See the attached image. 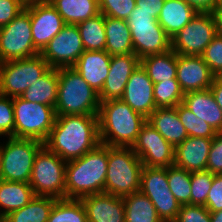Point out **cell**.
I'll use <instances>...</instances> for the list:
<instances>
[{"instance_id":"6da1fadb","label":"cell","mask_w":222,"mask_h":222,"mask_svg":"<svg viewBox=\"0 0 222 222\" xmlns=\"http://www.w3.org/2000/svg\"><path fill=\"white\" fill-rule=\"evenodd\" d=\"M100 144L98 115L56 116L44 146L62 160L82 157Z\"/></svg>"},{"instance_id":"7a4b0ae2","label":"cell","mask_w":222,"mask_h":222,"mask_svg":"<svg viewBox=\"0 0 222 222\" xmlns=\"http://www.w3.org/2000/svg\"><path fill=\"white\" fill-rule=\"evenodd\" d=\"M107 168L108 146L101 143L82 157L67 161L65 198L104 193Z\"/></svg>"},{"instance_id":"3957f363","label":"cell","mask_w":222,"mask_h":222,"mask_svg":"<svg viewBox=\"0 0 222 222\" xmlns=\"http://www.w3.org/2000/svg\"><path fill=\"white\" fill-rule=\"evenodd\" d=\"M98 119L100 143L121 147H132L147 122L121 99L100 102Z\"/></svg>"},{"instance_id":"277c9868","label":"cell","mask_w":222,"mask_h":222,"mask_svg":"<svg viewBox=\"0 0 222 222\" xmlns=\"http://www.w3.org/2000/svg\"><path fill=\"white\" fill-rule=\"evenodd\" d=\"M56 116L98 115L99 95L72 67L58 68Z\"/></svg>"},{"instance_id":"5b68a950","label":"cell","mask_w":222,"mask_h":222,"mask_svg":"<svg viewBox=\"0 0 222 222\" xmlns=\"http://www.w3.org/2000/svg\"><path fill=\"white\" fill-rule=\"evenodd\" d=\"M143 166L132 147L108 146L104 193L124 197L139 191Z\"/></svg>"},{"instance_id":"8992f818","label":"cell","mask_w":222,"mask_h":222,"mask_svg":"<svg viewBox=\"0 0 222 222\" xmlns=\"http://www.w3.org/2000/svg\"><path fill=\"white\" fill-rule=\"evenodd\" d=\"M127 23L131 30L134 54L139 59L171 50V38L158 23L157 11L137 10L136 6Z\"/></svg>"},{"instance_id":"52a82bcc","label":"cell","mask_w":222,"mask_h":222,"mask_svg":"<svg viewBox=\"0 0 222 222\" xmlns=\"http://www.w3.org/2000/svg\"><path fill=\"white\" fill-rule=\"evenodd\" d=\"M0 145L1 180L29 183L34 158L44 143L35 139L7 137Z\"/></svg>"},{"instance_id":"ba28073f","label":"cell","mask_w":222,"mask_h":222,"mask_svg":"<svg viewBox=\"0 0 222 222\" xmlns=\"http://www.w3.org/2000/svg\"><path fill=\"white\" fill-rule=\"evenodd\" d=\"M67 161L43 146L34 158L30 186L36 196L65 198Z\"/></svg>"},{"instance_id":"9c48e42d","label":"cell","mask_w":222,"mask_h":222,"mask_svg":"<svg viewBox=\"0 0 222 222\" xmlns=\"http://www.w3.org/2000/svg\"><path fill=\"white\" fill-rule=\"evenodd\" d=\"M15 138L45 142L54 125L55 108L13 97Z\"/></svg>"},{"instance_id":"30bf717a","label":"cell","mask_w":222,"mask_h":222,"mask_svg":"<svg viewBox=\"0 0 222 222\" xmlns=\"http://www.w3.org/2000/svg\"><path fill=\"white\" fill-rule=\"evenodd\" d=\"M49 69L50 66L40 54L1 62L0 94L12 98L19 97Z\"/></svg>"},{"instance_id":"8fae6325","label":"cell","mask_w":222,"mask_h":222,"mask_svg":"<svg viewBox=\"0 0 222 222\" xmlns=\"http://www.w3.org/2000/svg\"><path fill=\"white\" fill-rule=\"evenodd\" d=\"M40 54L32 40L30 6L25 7L9 24L0 27V63Z\"/></svg>"},{"instance_id":"7c38bea8","label":"cell","mask_w":222,"mask_h":222,"mask_svg":"<svg viewBox=\"0 0 222 222\" xmlns=\"http://www.w3.org/2000/svg\"><path fill=\"white\" fill-rule=\"evenodd\" d=\"M169 188L167 168L143 166L140 191L151 200L163 222H174L181 207Z\"/></svg>"},{"instance_id":"4fadbf2b","label":"cell","mask_w":222,"mask_h":222,"mask_svg":"<svg viewBox=\"0 0 222 222\" xmlns=\"http://www.w3.org/2000/svg\"><path fill=\"white\" fill-rule=\"evenodd\" d=\"M216 35L215 20L211 12L198 14L173 38L171 49L179 55L201 56Z\"/></svg>"},{"instance_id":"5bb4252c","label":"cell","mask_w":222,"mask_h":222,"mask_svg":"<svg viewBox=\"0 0 222 222\" xmlns=\"http://www.w3.org/2000/svg\"><path fill=\"white\" fill-rule=\"evenodd\" d=\"M85 51L77 25L66 24L40 55L50 68H70Z\"/></svg>"},{"instance_id":"9a60e30c","label":"cell","mask_w":222,"mask_h":222,"mask_svg":"<svg viewBox=\"0 0 222 222\" xmlns=\"http://www.w3.org/2000/svg\"><path fill=\"white\" fill-rule=\"evenodd\" d=\"M132 150L147 167L168 168L175 162V148L148 122L142 126Z\"/></svg>"},{"instance_id":"2e32d148","label":"cell","mask_w":222,"mask_h":222,"mask_svg":"<svg viewBox=\"0 0 222 222\" xmlns=\"http://www.w3.org/2000/svg\"><path fill=\"white\" fill-rule=\"evenodd\" d=\"M30 21L33 44L39 52L66 25L61 15L50 2L31 5Z\"/></svg>"},{"instance_id":"e0dca14e","label":"cell","mask_w":222,"mask_h":222,"mask_svg":"<svg viewBox=\"0 0 222 222\" xmlns=\"http://www.w3.org/2000/svg\"><path fill=\"white\" fill-rule=\"evenodd\" d=\"M120 99L145 118L156 109L154 83L141 64L132 72Z\"/></svg>"},{"instance_id":"ac0fdd59","label":"cell","mask_w":222,"mask_h":222,"mask_svg":"<svg viewBox=\"0 0 222 222\" xmlns=\"http://www.w3.org/2000/svg\"><path fill=\"white\" fill-rule=\"evenodd\" d=\"M214 78L202 56L177 54L176 79L184 94L209 89Z\"/></svg>"},{"instance_id":"d6986e66","label":"cell","mask_w":222,"mask_h":222,"mask_svg":"<svg viewBox=\"0 0 222 222\" xmlns=\"http://www.w3.org/2000/svg\"><path fill=\"white\" fill-rule=\"evenodd\" d=\"M140 65V59L133 53L111 56L108 77L98 93L99 101L120 99L132 72Z\"/></svg>"},{"instance_id":"ffe728a7","label":"cell","mask_w":222,"mask_h":222,"mask_svg":"<svg viewBox=\"0 0 222 222\" xmlns=\"http://www.w3.org/2000/svg\"><path fill=\"white\" fill-rule=\"evenodd\" d=\"M88 222H125L123 198L100 193L81 198Z\"/></svg>"},{"instance_id":"44dd1931","label":"cell","mask_w":222,"mask_h":222,"mask_svg":"<svg viewBox=\"0 0 222 222\" xmlns=\"http://www.w3.org/2000/svg\"><path fill=\"white\" fill-rule=\"evenodd\" d=\"M212 139L188 136L175 148L174 165L189 172L207 171Z\"/></svg>"},{"instance_id":"7402d4cb","label":"cell","mask_w":222,"mask_h":222,"mask_svg":"<svg viewBox=\"0 0 222 222\" xmlns=\"http://www.w3.org/2000/svg\"><path fill=\"white\" fill-rule=\"evenodd\" d=\"M111 56L105 51L85 50L72 67L98 93L108 77Z\"/></svg>"},{"instance_id":"603a6c76","label":"cell","mask_w":222,"mask_h":222,"mask_svg":"<svg viewBox=\"0 0 222 222\" xmlns=\"http://www.w3.org/2000/svg\"><path fill=\"white\" fill-rule=\"evenodd\" d=\"M182 103L218 133L222 132V110L210 89L186 93Z\"/></svg>"},{"instance_id":"cb8c5ba5","label":"cell","mask_w":222,"mask_h":222,"mask_svg":"<svg viewBox=\"0 0 222 222\" xmlns=\"http://www.w3.org/2000/svg\"><path fill=\"white\" fill-rule=\"evenodd\" d=\"M147 122L174 148L188 137L185 127L180 122L175 107L156 108L147 118Z\"/></svg>"},{"instance_id":"d4e9b609","label":"cell","mask_w":222,"mask_h":222,"mask_svg":"<svg viewBox=\"0 0 222 222\" xmlns=\"http://www.w3.org/2000/svg\"><path fill=\"white\" fill-rule=\"evenodd\" d=\"M198 12L185 0H164L157 19L166 34L173 38Z\"/></svg>"},{"instance_id":"484cf974","label":"cell","mask_w":222,"mask_h":222,"mask_svg":"<svg viewBox=\"0 0 222 222\" xmlns=\"http://www.w3.org/2000/svg\"><path fill=\"white\" fill-rule=\"evenodd\" d=\"M104 26L106 33L105 51L110 56L134 53L131 30L127 20L105 16Z\"/></svg>"},{"instance_id":"4316f807","label":"cell","mask_w":222,"mask_h":222,"mask_svg":"<svg viewBox=\"0 0 222 222\" xmlns=\"http://www.w3.org/2000/svg\"><path fill=\"white\" fill-rule=\"evenodd\" d=\"M36 195L26 182L0 180V221L12 211L27 205Z\"/></svg>"},{"instance_id":"83f0119b","label":"cell","mask_w":222,"mask_h":222,"mask_svg":"<svg viewBox=\"0 0 222 222\" xmlns=\"http://www.w3.org/2000/svg\"><path fill=\"white\" fill-rule=\"evenodd\" d=\"M140 64L154 84L177 81V54L172 49L162 54L144 56L140 59Z\"/></svg>"},{"instance_id":"f1b7e54d","label":"cell","mask_w":222,"mask_h":222,"mask_svg":"<svg viewBox=\"0 0 222 222\" xmlns=\"http://www.w3.org/2000/svg\"><path fill=\"white\" fill-rule=\"evenodd\" d=\"M58 83V69L50 68L41 78L35 81L34 84L32 83L20 97L30 102L41 103L55 108Z\"/></svg>"},{"instance_id":"f546056e","label":"cell","mask_w":222,"mask_h":222,"mask_svg":"<svg viewBox=\"0 0 222 222\" xmlns=\"http://www.w3.org/2000/svg\"><path fill=\"white\" fill-rule=\"evenodd\" d=\"M65 24L77 25L100 13L98 0H49Z\"/></svg>"},{"instance_id":"4dcf8cb0","label":"cell","mask_w":222,"mask_h":222,"mask_svg":"<svg viewBox=\"0 0 222 222\" xmlns=\"http://www.w3.org/2000/svg\"><path fill=\"white\" fill-rule=\"evenodd\" d=\"M56 198L35 196L24 207L12 211L0 222H47Z\"/></svg>"},{"instance_id":"1f68e13d","label":"cell","mask_w":222,"mask_h":222,"mask_svg":"<svg viewBox=\"0 0 222 222\" xmlns=\"http://www.w3.org/2000/svg\"><path fill=\"white\" fill-rule=\"evenodd\" d=\"M122 198L125 222H163L151 200L140 190Z\"/></svg>"},{"instance_id":"d6a6232c","label":"cell","mask_w":222,"mask_h":222,"mask_svg":"<svg viewBox=\"0 0 222 222\" xmlns=\"http://www.w3.org/2000/svg\"><path fill=\"white\" fill-rule=\"evenodd\" d=\"M105 16L102 13L77 24L82 44L85 50H105L106 33L104 26Z\"/></svg>"},{"instance_id":"836d02e7","label":"cell","mask_w":222,"mask_h":222,"mask_svg":"<svg viewBox=\"0 0 222 222\" xmlns=\"http://www.w3.org/2000/svg\"><path fill=\"white\" fill-rule=\"evenodd\" d=\"M47 222H88L81 199H57Z\"/></svg>"},{"instance_id":"e575fe53","label":"cell","mask_w":222,"mask_h":222,"mask_svg":"<svg viewBox=\"0 0 222 222\" xmlns=\"http://www.w3.org/2000/svg\"><path fill=\"white\" fill-rule=\"evenodd\" d=\"M167 180L178 203L191 204V172L172 165L167 168Z\"/></svg>"},{"instance_id":"d590c367","label":"cell","mask_w":222,"mask_h":222,"mask_svg":"<svg viewBox=\"0 0 222 222\" xmlns=\"http://www.w3.org/2000/svg\"><path fill=\"white\" fill-rule=\"evenodd\" d=\"M188 136L213 138L218 132L191 112L183 103L175 107Z\"/></svg>"},{"instance_id":"8d00e7d4","label":"cell","mask_w":222,"mask_h":222,"mask_svg":"<svg viewBox=\"0 0 222 222\" xmlns=\"http://www.w3.org/2000/svg\"><path fill=\"white\" fill-rule=\"evenodd\" d=\"M184 93L178 81H162L154 84L156 108H174L182 103Z\"/></svg>"},{"instance_id":"74e56055","label":"cell","mask_w":222,"mask_h":222,"mask_svg":"<svg viewBox=\"0 0 222 222\" xmlns=\"http://www.w3.org/2000/svg\"><path fill=\"white\" fill-rule=\"evenodd\" d=\"M213 174L209 171L191 172V204L205 206L212 186Z\"/></svg>"},{"instance_id":"f35d334b","label":"cell","mask_w":222,"mask_h":222,"mask_svg":"<svg viewBox=\"0 0 222 222\" xmlns=\"http://www.w3.org/2000/svg\"><path fill=\"white\" fill-rule=\"evenodd\" d=\"M98 4L104 16L127 20L136 7V0H98Z\"/></svg>"},{"instance_id":"ab89813d","label":"cell","mask_w":222,"mask_h":222,"mask_svg":"<svg viewBox=\"0 0 222 222\" xmlns=\"http://www.w3.org/2000/svg\"><path fill=\"white\" fill-rule=\"evenodd\" d=\"M15 138L14 109L12 97L0 94V136Z\"/></svg>"},{"instance_id":"60d3db41","label":"cell","mask_w":222,"mask_h":222,"mask_svg":"<svg viewBox=\"0 0 222 222\" xmlns=\"http://www.w3.org/2000/svg\"><path fill=\"white\" fill-rule=\"evenodd\" d=\"M201 56L214 75L222 70V35L216 34Z\"/></svg>"},{"instance_id":"b9f144b4","label":"cell","mask_w":222,"mask_h":222,"mask_svg":"<svg viewBox=\"0 0 222 222\" xmlns=\"http://www.w3.org/2000/svg\"><path fill=\"white\" fill-rule=\"evenodd\" d=\"M174 222H211L210 212L205 206L184 204Z\"/></svg>"},{"instance_id":"7bdbcfd3","label":"cell","mask_w":222,"mask_h":222,"mask_svg":"<svg viewBox=\"0 0 222 222\" xmlns=\"http://www.w3.org/2000/svg\"><path fill=\"white\" fill-rule=\"evenodd\" d=\"M207 171L213 175L222 174V132L212 139V145L207 160Z\"/></svg>"},{"instance_id":"ee69618b","label":"cell","mask_w":222,"mask_h":222,"mask_svg":"<svg viewBox=\"0 0 222 222\" xmlns=\"http://www.w3.org/2000/svg\"><path fill=\"white\" fill-rule=\"evenodd\" d=\"M205 207L209 212L222 210V174L213 175L212 186Z\"/></svg>"},{"instance_id":"f6af8a7d","label":"cell","mask_w":222,"mask_h":222,"mask_svg":"<svg viewBox=\"0 0 222 222\" xmlns=\"http://www.w3.org/2000/svg\"><path fill=\"white\" fill-rule=\"evenodd\" d=\"M24 8L17 0H0V27L9 24Z\"/></svg>"},{"instance_id":"bcb514c9","label":"cell","mask_w":222,"mask_h":222,"mask_svg":"<svg viewBox=\"0 0 222 222\" xmlns=\"http://www.w3.org/2000/svg\"><path fill=\"white\" fill-rule=\"evenodd\" d=\"M164 0H136L137 10L157 11V19L161 13Z\"/></svg>"},{"instance_id":"7dc6e473","label":"cell","mask_w":222,"mask_h":222,"mask_svg":"<svg viewBox=\"0 0 222 222\" xmlns=\"http://www.w3.org/2000/svg\"><path fill=\"white\" fill-rule=\"evenodd\" d=\"M197 12H211L216 8V0H185Z\"/></svg>"},{"instance_id":"c3c4849f","label":"cell","mask_w":222,"mask_h":222,"mask_svg":"<svg viewBox=\"0 0 222 222\" xmlns=\"http://www.w3.org/2000/svg\"><path fill=\"white\" fill-rule=\"evenodd\" d=\"M214 96L215 101L220 106L222 110V84L219 83L215 78L212 85L209 88Z\"/></svg>"},{"instance_id":"681fc988","label":"cell","mask_w":222,"mask_h":222,"mask_svg":"<svg viewBox=\"0 0 222 222\" xmlns=\"http://www.w3.org/2000/svg\"><path fill=\"white\" fill-rule=\"evenodd\" d=\"M216 27V34L222 35V8H215L211 11Z\"/></svg>"},{"instance_id":"f907efd6","label":"cell","mask_w":222,"mask_h":222,"mask_svg":"<svg viewBox=\"0 0 222 222\" xmlns=\"http://www.w3.org/2000/svg\"><path fill=\"white\" fill-rule=\"evenodd\" d=\"M23 7H28L31 5L39 4V3H46L49 0H17Z\"/></svg>"},{"instance_id":"816d5d0a","label":"cell","mask_w":222,"mask_h":222,"mask_svg":"<svg viewBox=\"0 0 222 222\" xmlns=\"http://www.w3.org/2000/svg\"><path fill=\"white\" fill-rule=\"evenodd\" d=\"M211 222H222V210L210 212Z\"/></svg>"},{"instance_id":"f5cc1de1","label":"cell","mask_w":222,"mask_h":222,"mask_svg":"<svg viewBox=\"0 0 222 222\" xmlns=\"http://www.w3.org/2000/svg\"><path fill=\"white\" fill-rule=\"evenodd\" d=\"M215 79L222 84V70L215 74Z\"/></svg>"},{"instance_id":"db71d44e","label":"cell","mask_w":222,"mask_h":222,"mask_svg":"<svg viewBox=\"0 0 222 222\" xmlns=\"http://www.w3.org/2000/svg\"><path fill=\"white\" fill-rule=\"evenodd\" d=\"M216 8H222V0H216Z\"/></svg>"}]
</instances>
